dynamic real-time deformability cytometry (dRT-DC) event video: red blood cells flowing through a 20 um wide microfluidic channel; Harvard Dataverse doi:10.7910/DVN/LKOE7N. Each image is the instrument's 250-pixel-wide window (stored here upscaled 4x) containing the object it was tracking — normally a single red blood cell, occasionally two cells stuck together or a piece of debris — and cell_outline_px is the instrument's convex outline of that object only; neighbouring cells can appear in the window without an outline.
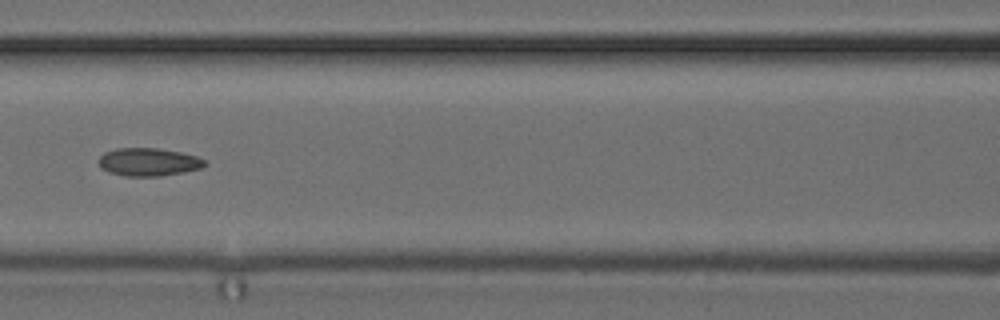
{"species": "common noctule bat (a hibernating species)", "species_latin": "Nyctalus noctula", "temperature_condition": "cold", "stored_images_in_passage": 49, "camera_frame_rate_fps": 3000, "um_per_image_px": 0.085, "animal": {"sex": "female", "body_mass_g": 24.6, "forearm_length_mm": 56.2}, "frame": {"image": 1, "passage_image": 22, "time_ms": 7.0, "image_size_px": [1000, 320], "cell_outline_px": [[208, 164], [200, 168], [184, 172], [160, 176], [124, 176], [108, 172], [100, 168], [100, 156], [104, 152], [116, 148], [156, 148], [180, 152], [196, 156], [204, 160]], "centroid_in_image_um": [12.61, 13.77], "position_along_channel_um": 154.0, "area_um2": 17.28}}